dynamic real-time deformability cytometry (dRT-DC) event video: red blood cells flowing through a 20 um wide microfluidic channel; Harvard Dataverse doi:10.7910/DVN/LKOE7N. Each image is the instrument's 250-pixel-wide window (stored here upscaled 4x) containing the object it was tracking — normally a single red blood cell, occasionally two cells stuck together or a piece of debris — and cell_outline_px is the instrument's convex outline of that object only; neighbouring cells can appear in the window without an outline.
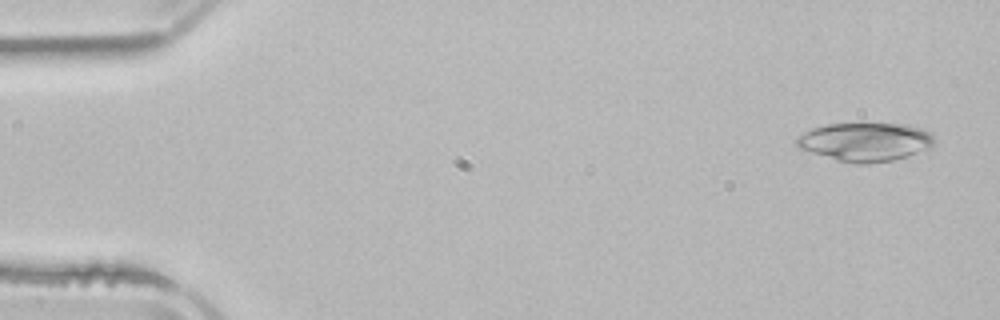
{"species": "common noctule bat (a hibernating species)", "species_latin": "Nyctalus noctula", "temperature_condition": "room temperature", "stored_images_in_passage": 4, "camera_frame_rate_fps": 3000, "um_per_image_px": 0.085, "animal": {"sex": "male", "body_mass_g": 21.5, "forearm_length_mm": 52.0}, "frame": {"image": 1, "passage_image": 1, "time_ms": 0.0, "image_size_px": [1000, 320], "cell_outline_px": [[932, 148], [908, 156], [892, 160], [868, 164], [856, 164], [836, 160], [800, 148], [796, 144], [796, 136], [812, 128], [828, 124], [908, 124], [924, 128], [932, 136]], "centroid_in_image_um": [73.56, 12.06], "position_along_channel_um": 11.4, "area_um2": 30.92}}
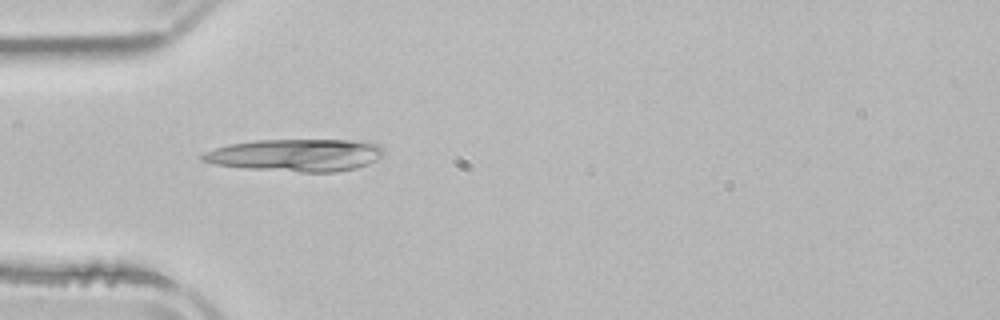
{"frame": {"image": 2, "passage_image": 4, "time_ms": 4.333, "image_size_px": [1000, 320], "cell_outline_px": [[384, 152], [376, 160], [368, 164], [356, 168], [336, 172], [300, 172], [248, 168], [216, 164], [200, 160], [200, 156], [204, 152], [228, 144], [256, 140], [348, 140], [380, 144], [384, 148]], "centroid_in_image_um": [25.16, 13.18], "position_along_channel_um": 59.8, "area_um2": 34.1}}